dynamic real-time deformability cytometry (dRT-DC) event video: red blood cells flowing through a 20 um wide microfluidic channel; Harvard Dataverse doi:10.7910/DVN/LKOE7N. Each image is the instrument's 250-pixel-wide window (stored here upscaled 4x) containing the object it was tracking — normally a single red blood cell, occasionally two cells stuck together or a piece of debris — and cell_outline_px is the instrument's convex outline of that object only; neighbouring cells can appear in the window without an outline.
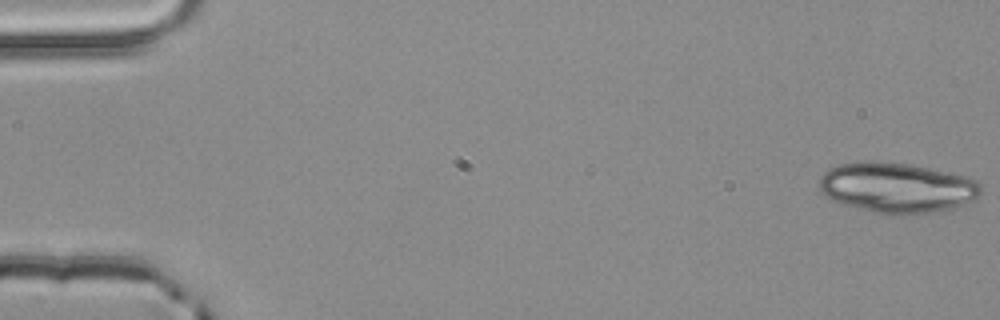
{"species": "common noctule bat (a hibernating species)", "species_latin": "Nyctalus noctula", "temperature_condition": "room temperature", "stored_images_in_passage": 20, "camera_frame_rate_fps": 3000, "um_per_image_px": 0.085, "animal": {"sex": "male", "body_mass_g": 20.4}, "frame": {"image": 1, "passage_image": 1, "time_ms": 0.0, "image_size_px": [1000, 320], "cell_outline_px": [[980, 196], [972, 200], [948, 208], [928, 212], [904, 216], [888, 216], [844, 204], [832, 200], [820, 192], [820, 176], [828, 168], [840, 164], [864, 160], [876, 160], [908, 164], [968, 176], [976, 180], [980, 184]], "centroid_in_image_um": [76.19, 15.94], "position_along_channel_um": 8.8, "area_um2": 47.51}}